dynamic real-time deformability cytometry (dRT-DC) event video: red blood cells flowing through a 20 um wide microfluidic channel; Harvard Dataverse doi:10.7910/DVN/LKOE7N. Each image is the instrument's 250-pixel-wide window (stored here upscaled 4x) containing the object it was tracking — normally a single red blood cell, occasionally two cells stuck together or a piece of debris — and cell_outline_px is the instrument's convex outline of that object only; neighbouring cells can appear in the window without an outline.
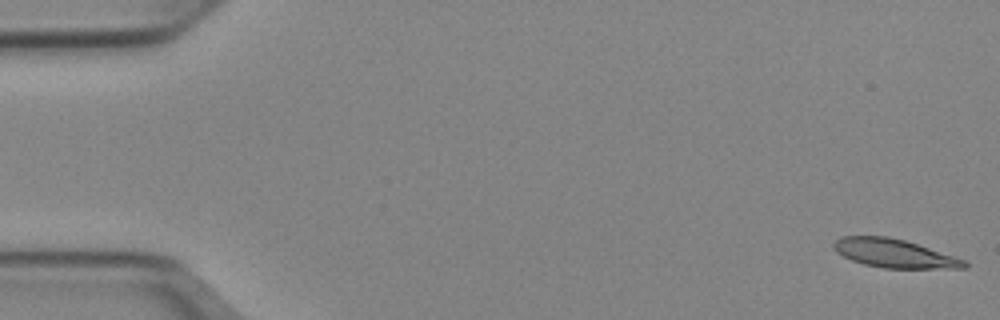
{"species": "Egyptian fruit bat (a non-hibernating species)", "species_latin": "Rousettus aegyptiacus", "temperature_condition": "cold", "stored_images_in_passage": 52, "segment_of_instrument_passage": [1, 2], "camera_frame_rate_fps": 3000, "um_per_image_px": 0.085, "animal": {"sex": "female"}, "frame": {"image": 1, "passage_image": 1, "time_ms": 0.0, "image_size_px": [1000, 320], "cell_outline_px": [[968, 268], [884, 268], [864, 264], [852, 260], [836, 252], [832, 248], [832, 244], [840, 236], [888, 236], [904, 240], [964, 260], [968, 264]], "centroid_in_image_um": [75.95, 21.53], "position_along_channel_um": 9.1, "area_um2": 21.44}}
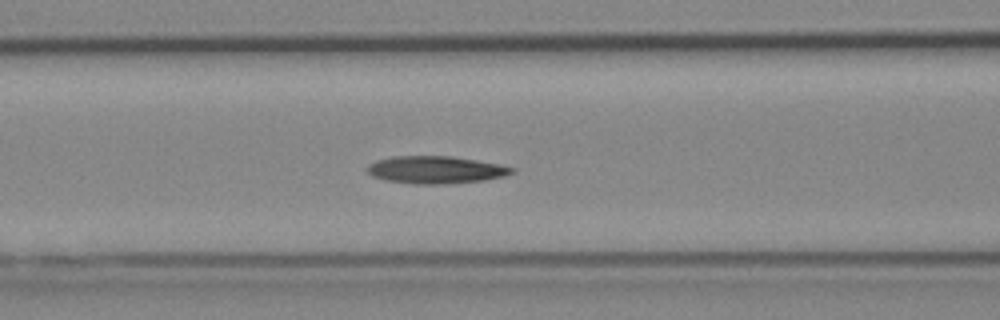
{"frame": {"image": 2, "passage_image": 21, "time_ms": 6.667, "image_size_px": [1000, 320], "cell_outline_px": [[516, 172], [504, 176], [484, 180], [444, 184], [416, 184], [388, 180], [372, 176], [364, 168], [368, 164], [376, 160], [392, 156], [452, 156], [500, 164], [516, 168]], "centroid_in_image_um": [37.04, 14.42], "position_along_channel_um": 129.6, "area_um2": 23.24}}
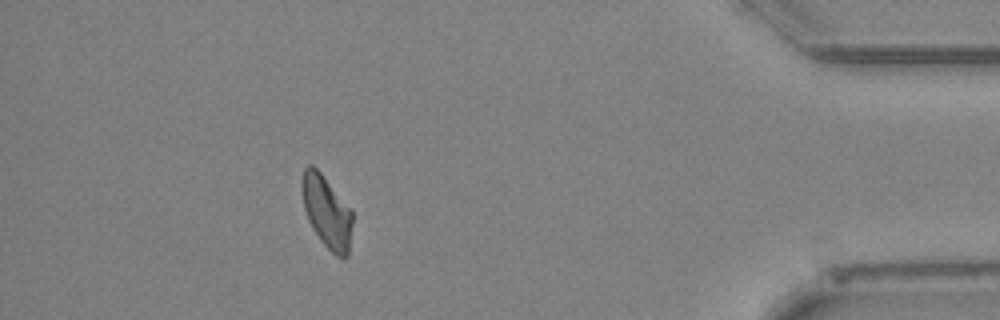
{"frame": {"image": 3, "passage_image": 46, "time_ms": 15.0, "image_size_px": [1000, 320], "cell_outline_px": [[352, 224], [348, 256], [344, 260], [336, 256], [320, 240], [312, 228], [308, 220], [304, 208], [300, 188], [300, 180], [304, 168], [308, 164], [312, 164], [320, 172], [352, 208]], "centroid_in_image_um": [27.76, 17.98], "position_along_channel_um": 407.4, "area_um2": 21.68}}